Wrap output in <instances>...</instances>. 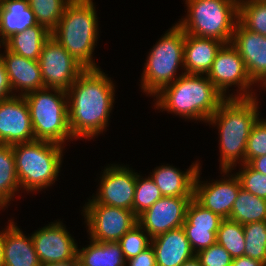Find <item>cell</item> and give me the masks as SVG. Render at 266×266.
Here are the masks:
<instances>
[{
  "label": "cell",
  "mask_w": 266,
  "mask_h": 266,
  "mask_svg": "<svg viewBox=\"0 0 266 266\" xmlns=\"http://www.w3.org/2000/svg\"><path fill=\"white\" fill-rule=\"evenodd\" d=\"M35 140L26 99L12 96L0 101V143L15 145Z\"/></svg>",
  "instance_id": "obj_16"
},
{
  "label": "cell",
  "mask_w": 266,
  "mask_h": 266,
  "mask_svg": "<svg viewBox=\"0 0 266 266\" xmlns=\"http://www.w3.org/2000/svg\"><path fill=\"white\" fill-rule=\"evenodd\" d=\"M181 266H202V264L195 255L192 259L184 262Z\"/></svg>",
  "instance_id": "obj_44"
},
{
  "label": "cell",
  "mask_w": 266,
  "mask_h": 266,
  "mask_svg": "<svg viewBox=\"0 0 266 266\" xmlns=\"http://www.w3.org/2000/svg\"><path fill=\"white\" fill-rule=\"evenodd\" d=\"M126 266H157L155 252L150 245L137 256L126 260Z\"/></svg>",
  "instance_id": "obj_39"
},
{
  "label": "cell",
  "mask_w": 266,
  "mask_h": 266,
  "mask_svg": "<svg viewBox=\"0 0 266 266\" xmlns=\"http://www.w3.org/2000/svg\"><path fill=\"white\" fill-rule=\"evenodd\" d=\"M199 162H193L186 171L169 164L160 165L148 175L163 196H193L195 177L201 166Z\"/></svg>",
  "instance_id": "obj_20"
},
{
  "label": "cell",
  "mask_w": 266,
  "mask_h": 266,
  "mask_svg": "<svg viewBox=\"0 0 266 266\" xmlns=\"http://www.w3.org/2000/svg\"><path fill=\"white\" fill-rule=\"evenodd\" d=\"M51 36L44 26L37 24L23 32L13 34L3 45L11 52L22 57L39 60L44 42Z\"/></svg>",
  "instance_id": "obj_25"
},
{
  "label": "cell",
  "mask_w": 266,
  "mask_h": 266,
  "mask_svg": "<svg viewBox=\"0 0 266 266\" xmlns=\"http://www.w3.org/2000/svg\"><path fill=\"white\" fill-rule=\"evenodd\" d=\"M58 219L38 228L31 237L41 264L65 261L77 256L78 244Z\"/></svg>",
  "instance_id": "obj_14"
},
{
  "label": "cell",
  "mask_w": 266,
  "mask_h": 266,
  "mask_svg": "<svg viewBox=\"0 0 266 266\" xmlns=\"http://www.w3.org/2000/svg\"><path fill=\"white\" fill-rule=\"evenodd\" d=\"M20 190L13 148L0 143V209L8 208Z\"/></svg>",
  "instance_id": "obj_26"
},
{
  "label": "cell",
  "mask_w": 266,
  "mask_h": 266,
  "mask_svg": "<svg viewBox=\"0 0 266 266\" xmlns=\"http://www.w3.org/2000/svg\"><path fill=\"white\" fill-rule=\"evenodd\" d=\"M44 87L68 91L85 70L78 61L52 36L42 47L39 57Z\"/></svg>",
  "instance_id": "obj_11"
},
{
  "label": "cell",
  "mask_w": 266,
  "mask_h": 266,
  "mask_svg": "<svg viewBox=\"0 0 266 266\" xmlns=\"http://www.w3.org/2000/svg\"><path fill=\"white\" fill-rule=\"evenodd\" d=\"M151 237L137 223L118 242L125 260L137 256L151 245Z\"/></svg>",
  "instance_id": "obj_34"
},
{
  "label": "cell",
  "mask_w": 266,
  "mask_h": 266,
  "mask_svg": "<svg viewBox=\"0 0 266 266\" xmlns=\"http://www.w3.org/2000/svg\"><path fill=\"white\" fill-rule=\"evenodd\" d=\"M151 246L157 266H181L196 255L182 227L153 237Z\"/></svg>",
  "instance_id": "obj_21"
},
{
  "label": "cell",
  "mask_w": 266,
  "mask_h": 266,
  "mask_svg": "<svg viewBox=\"0 0 266 266\" xmlns=\"http://www.w3.org/2000/svg\"><path fill=\"white\" fill-rule=\"evenodd\" d=\"M185 32L176 23L148 52L141 74L140 87L147 96L154 97L164 87L173 83L184 71ZM181 70V74L178 73Z\"/></svg>",
  "instance_id": "obj_6"
},
{
  "label": "cell",
  "mask_w": 266,
  "mask_h": 266,
  "mask_svg": "<svg viewBox=\"0 0 266 266\" xmlns=\"http://www.w3.org/2000/svg\"><path fill=\"white\" fill-rule=\"evenodd\" d=\"M82 209L88 239L94 241L118 242L138 223L132 210L98 204L91 197Z\"/></svg>",
  "instance_id": "obj_10"
},
{
  "label": "cell",
  "mask_w": 266,
  "mask_h": 266,
  "mask_svg": "<svg viewBox=\"0 0 266 266\" xmlns=\"http://www.w3.org/2000/svg\"><path fill=\"white\" fill-rule=\"evenodd\" d=\"M189 240L192 251L197 254L199 251L216 243L217 231H210V228L182 227Z\"/></svg>",
  "instance_id": "obj_37"
},
{
  "label": "cell",
  "mask_w": 266,
  "mask_h": 266,
  "mask_svg": "<svg viewBox=\"0 0 266 266\" xmlns=\"http://www.w3.org/2000/svg\"><path fill=\"white\" fill-rule=\"evenodd\" d=\"M79 266H126L119 242L91 240L86 247L78 248Z\"/></svg>",
  "instance_id": "obj_24"
},
{
  "label": "cell",
  "mask_w": 266,
  "mask_h": 266,
  "mask_svg": "<svg viewBox=\"0 0 266 266\" xmlns=\"http://www.w3.org/2000/svg\"><path fill=\"white\" fill-rule=\"evenodd\" d=\"M207 77L224 98L258 96L254 92L257 90L253 88L257 85L250 78L242 57L231 43L223 44L218 50ZM232 86L238 88L236 92L230 93L229 88Z\"/></svg>",
  "instance_id": "obj_9"
},
{
  "label": "cell",
  "mask_w": 266,
  "mask_h": 266,
  "mask_svg": "<svg viewBox=\"0 0 266 266\" xmlns=\"http://www.w3.org/2000/svg\"><path fill=\"white\" fill-rule=\"evenodd\" d=\"M202 165L194 181L193 198L204 208L209 209L223 219H229L234 201L237 198L241 183L232 170H220L222 178L201 181Z\"/></svg>",
  "instance_id": "obj_12"
},
{
  "label": "cell",
  "mask_w": 266,
  "mask_h": 266,
  "mask_svg": "<svg viewBox=\"0 0 266 266\" xmlns=\"http://www.w3.org/2000/svg\"><path fill=\"white\" fill-rule=\"evenodd\" d=\"M93 0H71L51 36L85 69H97L94 50L99 36V21Z\"/></svg>",
  "instance_id": "obj_4"
},
{
  "label": "cell",
  "mask_w": 266,
  "mask_h": 266,
  "mask_svg": "<svg viewBox=\"0 0 266 266\" xmlns=\"http://www.w3.org/2000/svg\"><path fill=\"white\" fill-rule=\"evenodd\" d=\"M163 195L152 178L148 175L145 178L137 172L133 212L138 217L146 209L150 208Z\"/></svg>",
  "instance_id": "obj_32"
},
{
  "label": "cell",
  "mask_w": 266,
  "mask_h": 266,
  "mask_svg": "<svg viewBox=\"0 0 266 266\" xmlns=\"http://www.w3.org/2000/svg\"><path fill=\"white\" fill-rule=\"evenodd\" d=\"M37 24L28 0H0V44Z\"/></svg>",
  "instance_id": "obj_23"
},
{
  "label": "cell",
  "mask_w": 266,
  "mask_h": 266,
  "mask_svg": "<svg viewBox=\"0 0 266 266\" xmlns=\"http://www.w3.org/2000/svg\"><path fill=\"white\" fill-rule=\"evenodd\" d=\"M13 90L11 88L5 64L0 56V101L12 97Z\"/></svg>",
  "instance_id": "obj_40"
},
{
  "label": "cell",
  "mask_w": 266,
  "mask_h": 266,
  "mask_svg": "<svg viewBox=\"0 0 266 266\" xmlns=\"http://www.w3.org/2000/svg\"><path fill=\"white\" fill-rule=\"evenodd\" d=\"M0 56L5 64L8 79L15 96H25L44 88L39 61L22 57L9 51L3 44ZM18 93V94H17Z\"/></svg>",
  "instance_id": "obj_18"
},
{
  "label": "cell",
  "mask_w": 266,
  "mask_h": 266,
  "mask_svg": "<svg viewBox=\"0 0 266 266\" xmlns=\"http://www.w3.org/2000/svg\"><path fill=\"white\" fill-rule=\"evenodd\" d=\"M71 0H28L36 21L52 32L59 23L66 5Z\"/></svg>",
  "instance_id": "obj_30"
},
{
  "label": "cell",
  "mask_w": 266,
  "mask_h": 266,
  "mask_svg": "<svg viewBox=\"0 0 266 266\" xmlns=\"http://www.w3.org/2000/svg\"><path fill=\"white\" fill-rule=\"evenodd\" d=\"M229 219L242 225L266 221V199L258 197L241 187L234 201Z\"/></svg>",
  "instance_id": "obj_27"
},
{
  "label": "cell",
  "mask_w": 266,
  "mask_h": 266,
  "mask_svg": "<svg viewBox=\"0 0 266 266\" xmlns=\"http://www.w3.org/2000/svg\"><path fill=\"white\" fill-rule=\"evenodd\" d=\"M0 266H4L3 265V259H2V248H1V245H0Z\"/></svg>",
  "instance_id": "obj_46"
},
{
  "label": "cell",
  "mask_w": 266,
  "mask_h": 266,
  "mask_svg": "<svg viewBox=\"0 0 266 266\" xmlns=\"http://www.w3.org/2000/svg\"><path fill=\"white\" fill-rule=\"evenodd\" d=\"M98 190L92 199L98 204L133 211L137 172L123 164H108L101 171Z\"/></svg>",
  "instance_id": "obj_13"
},
{
  "label": "cell",
  "mask_w": 266,
  "mask_h": 266,
  "mask_svg": "<svg viewBox=\"0 0 266 266\" xmlns=\"http://www.w3.org/2000/svg\"><path fill=\"white\" fill-rule=\"evenodd\" d=\"M0 230V245L4 266H42L30 236H26L14 219Z\"/></svg>",
  "instance_id": "obj_19"
},
{
  "label": "cell",
  "mask_w": 266,
  "mask_h": 266,
  "mask_svg": "<svg viewBox=\"0 0 266 266\" xmlns=\"http://www.w3.org/2000/svg\"><path fill=\"white\" fill-rule=\"evenodd\" d=\"M115 83L102 71L85 69L67 91L70 132L76 140H91L109 126Z\"/></svg>",
  "instance_id": "obj_1"
},
{
  "label": "cell",
  "mask_w": 266,
  "mask_h": 266,
  "mask_svg": "<svg viewBox=\"0 0 266 266\" xmlns=\"http://www.w3.org/2000/svg\"><path fill=\"white\" fill-rule=\"evenodd\" d=\"M196 257L202 266H231L233 260L231 255L218 243L199 251Z\"/></svg>",
  "instance_id": "obj_38"
},
{
  "label": "cell",
  "mask_w": 266,
  "mask_h": 266,
  "mask_svg": "<svg viewBox=\"0 0 266 266\" xmlns=\"http://www.w3.org/2000/svg\"><path fill=\"white\" fill-rule=\"evenodd\" d=\"M219 215L204 208L194 198H192L186 209V218L182 227H202L210 228V231H218L221 221Z\"/></svg>",
  "instance_id": "obj_33"
},
{
  "label": "cell",
  "mask_w": 266,
  "mask_h": 266,
  "mask_svg": "<svg viewBox=\"0 0 266 266\" xmlns=\"http://www.w3.org/2000/svg\"><path fill=\"white\" fill-rule=\"evenodd\" d=\"M216 243L237 258L245 256V235L243 225L231 219H223L216 233Z\"/></svg>",
  "instance_id": "obj_28"
},
{
  "label": "cell",
  "mask_w": 266,
  "mask_h": 266,
  "mask_svg": "<svg viewBox=\"0 0 266 266\" xmlns=\"http://www.w3.org/2000/svg\"><path fill=\"white\" fill-rule=\"evenodd\" d=\"M245 256L266 264V221L243 225Z\"/></svg>",
  "instance_id": "obj_31"
},
{
  "label": "cell",
  "mask_w": 266,
  "mask_h": 266,
  "mask_svg": "<svg viewBox=\"0 0 266 266\" xmlns=\"http://www.w3.org/2000/svg\"><path fill=\"white\" fill-rule=\"evenodd\" d=\"M266 155V118L259 117L247 140L246 163L253 158Z\"/></svg>",
  "instance_id": "obj_36"
},
{
  "label": "cell",
  "mask_w": 266,
  "mask_h": 266,
  "mask_svg": "<svg viewBox=\"0 0 266 266\" xmlns=\"http://www.w3.org/2000/svg\"><path fill=\"white\" fill-rule=\"evenodd\" d=\"M257 96L225 98L207 124L217 127L219 136V170H235L246 163L247 140L251 129L261 116ZM259 101V102H258Z\"/></svg>",
  "instance_id": "obj_2"
},
{
  "label": "cell",
  "mask_w": 266,
  "mask_h": 266,
  "mask_svg": "<svg viewBox=\"0 0 266 266\" xmlns=\"http://www.w3.org/2000/svg\"><path fill=\"white\" fill-rule=\"evenodd\" d=\"M26 99L35 140L60 145L75 140L70 132L67 91L42 88L24 96Z\"/></svg>",
  "instance_id": "obj_7"
},
{
  "label": "cell",
  "mask_w": 266,
  "mask_h": 266,
  "mask_svg": "<svg viewBox=\"0 0 266 266\" xmlns=\"http://www.w3.org/2000/svg\"><path fill=\"white\" fill-rule=\"evenodd\" d=\"M240 166L238 176L241 187L252 194L266 199V175L254 170L248 163Z\"/></svg>",
  "instance_id": "obj_35"
},
{
  "label": "cell",
  "mask_w": 266,
  "mask_h": 266,
  "mask_svg": "<svg viewBox=\"0 0 266 266\" xmlns=\"http://www.w3.org/2000/svg\"><path fill=\"white\" fill-rule=\"evenodd\" d=\"M192 198L193 196H162L137 217L138 224L151 238L180 228L185 222L186 209Z\"/></svg>",
  "instance_id": "obj_15"
},
{
  "label": "cell",
  "mask_w": 266,
  "mask_h": 266,
  "mask_svg": "<svg viewBox=\"0 0 266 266\" xmlns=\"http://www.w3.org/2000/svg\"><path fill=\"white\" fill-rule=\"evenodd\" d=\"M42 266H79V259L76 256L72 259H68L65 261L42 264Z\"/></svg>",
  "instance_id": "obj_43"
},
{
  "label": "cell",
  "mask_w": 266,
  "mask_h": 266,
  "mask_svg": "<svg viewBox=\"0 0 266 266\" xmlns=\"http://www.w3.org/2000/svg\"><path fill=\"white\" fill-rule=\"evenodd\" d=\"M231 266H266L265 263L249 258L248 256H241L232 260Z\"/></svg>",
  "instance_id": "obj_41"
},
{
  "label": "cell",
  "mask_w": 266,
  "mask_h": 266,
  "mask_svg": "<svg viewBox=\"0 0 266 266\" xmlns=\"http://www.w3.org/2000/svg\"><path fill=\"white\" fill-rule=\"evenodd\" d=\"M231 44L242 57L252 81L260 86L266 80V36L235 25Z\"/></svg>",
  "instance_id": "obj_17"
},
{
  "label": "cell",
  "mask_w": 266,
  "mask_h": 266,
  "mask_svg": "<svg viewBox=\"0 0 266 266\" xmlns=\"http://www.w3.org/2000/svg\"><path fill=\"white\" fill-rule=\"evenodd\" d=\"M261 87V88H260ZM259 90H265L266 91V80L259 86Z\"/></svg>",
  "instance_id": "obj_45"
},
{
  "label": "cell",
  "mask_w": 266,
  "mask_h": 266,
  "mask_svg": "<svg viewBox=\"0 0 266 266\" xmlns=\"http://www.w3.org/2000/svg\"><path fill=\"white\" fill-rule=\"evenodd\" d=\"M187 14L176 22L186 34L231 43L239 0H184Z\"/></svg>",
  "instance_id": "obj_8"
},
{
  "label": "cell",
  "mask_w": 266,
  "mask_h": 266,
  "mask_svg": "<svg viewBox=\"0 0 266 266\" xmlns=\"http://www.w3.org/2000/svg\"><path fill=\"white\" fill-rule=\"evenodd\" d=\"M238 22L249 31L266 36V2L239 0Z\"/></svg>",
  "instance_id": "obj_29"
},
{
  "label": "cell",
  "mask_w": 266,
  "mask_h": 266,
  "mask_svg": "<svg viewBox=\"0 0 266 266\" xmlns=\"http://www.w3.org/2000/svg\"><path fill=\"white\" fill-rule=\"evenodd\" d=\"M153 98L154 109L174 113L189 121H203L205 124L225 99L207 75L186 73Z\"/></svg>",
  "instance_id": "obj_3"
},
{
  "label": "cell",
  "mask_w": 266,
  "mask_h": 266,
  "mask_svg": "<svg viewBox=\"0 0 266 266\" xmlns=\"http://www.w3.org/2000/svg\"><path fill=\"white\" fill-rule=\"evenodd\" d=\"M224 43L185 33L184 71L186 74L207 75L218 50Z\"/></svg>",
  "instance_id": "obj_22"
},
{
  "label": "cell",
  "mask_w": 266,
  "mask_h": 266,
  "mask_svg": "<svg viewBox=\"0 0 266 266\" xmlns=\"http://www.w3.org/2000/svg\"><path fill=\"white\" fill-rule=\"evenodd\" d=\"M248 164L254 170L266 175V155L253 158Z\"/></svg>",
  "instance_id": "obj_42"
},
{
  "label": "cell",
  "mask_w": 266,
  "mask_h": 266,
  "mask_svg": "<svg viewBox=\"0 0 266 266\" xmlns=\"http://www.w3.org/2000/svg\"><path fill=\"white\" fill-rule=\"evenodd\" d=\"M12 148L21 191L38 193L57 181L63 165L65 146L50 141L33 140L15 144Z\"/></svg>",
  "instance_id": "obj_5"
}]
</instances>
